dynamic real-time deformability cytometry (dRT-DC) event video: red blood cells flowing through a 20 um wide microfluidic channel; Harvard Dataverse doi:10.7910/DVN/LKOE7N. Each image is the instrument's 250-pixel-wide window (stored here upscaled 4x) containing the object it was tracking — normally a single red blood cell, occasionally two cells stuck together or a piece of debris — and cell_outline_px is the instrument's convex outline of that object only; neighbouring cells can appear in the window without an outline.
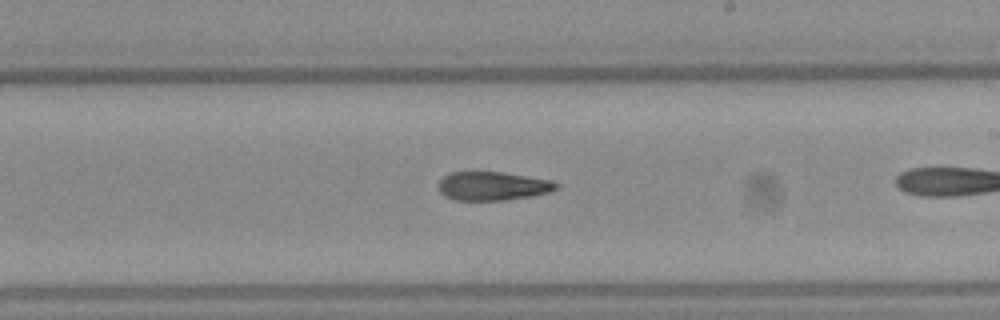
{"species": "Egyptian fruit bat (a non-hibernating species)", "species_latin": "Rousettus aegyptiacus", "temperature_condition": "warm", "stored_images_in_passage": 33, "camera_frame_rate_fps": 3000, "um_per_image_px": 0.085, "frame": {"image": 1, "passage_image": 24, "time_ms": 7.667, "image_size_px": [1000, 320], "cell_outline_px": [[560, 188], [548, 192], [532, 196], [504, 200], [456, 200], [444, 196], [440, 192], [440, 180], [444, 176], [452, 172], [500, 172], [552, 180], [560, 184]], "centroid_in_image_um": [41.92, 15.81], "position_along_channel_um": 247.1, "area_um2": 19.59}}